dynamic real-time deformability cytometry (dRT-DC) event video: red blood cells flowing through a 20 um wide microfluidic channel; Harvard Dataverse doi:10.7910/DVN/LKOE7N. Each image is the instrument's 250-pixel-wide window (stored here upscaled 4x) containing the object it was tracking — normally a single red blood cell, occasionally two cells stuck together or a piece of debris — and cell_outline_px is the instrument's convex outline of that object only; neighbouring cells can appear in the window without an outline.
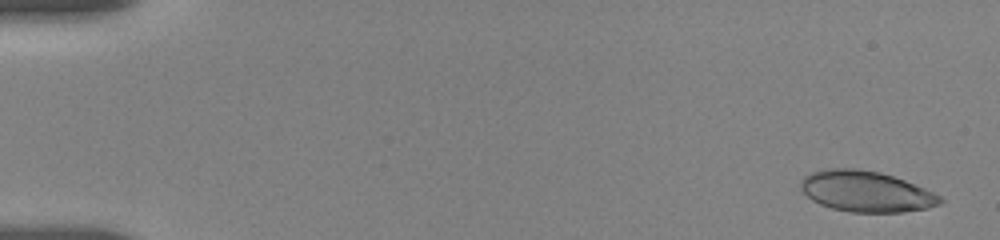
{"species": "human", "species_latin": "Homo sapiens", "temperature_condition": "room temperature", "stored_images_in_passage": 48, "camera_frame_rate_fps": 3000, "um_per_image_px": 0.085, "donor": {"sex": "female"}, "frame": {"image": 1, "passage_image": 1, "time_ms": 0.0, "image_size_px": [1000, 240], "cell_outline_px": [[944, 200], [940, 204], [928, 208], [904, 212], [852, 212], [832, 208], [820, 204], [812, 200], [800, 188], [800, 180], [808, 172], [824, 168], [856, 168], [880, 172], [904, 180], [924, 188], [940, 196]], "centroid_in_image_um": [73.58, 16.26], "position_along_channel_um": 11.4, "area_um2": 33.29}}
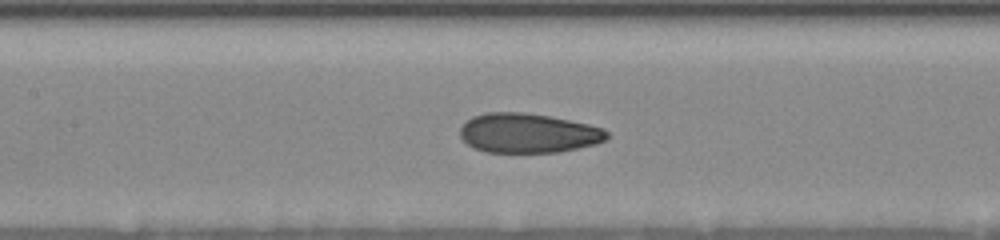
{"frame": {"image": 2, "passage_image": 27, "time_ms": 8.0, "image_size_px": [1000, 240], "cell_outline_px": [[608, 140], [596, 144], [560, 152], [484, 152], [468, 144], [460, 136], [460, 128], [472, 116], [484, 112], [524, 112], [552, 116], [588, 124], [604, 128], [608, 132]], "centroid_in_image_um": [44.92, 11.3], "position_along_channel_um": 162.5, "area_um2": 34.04}}
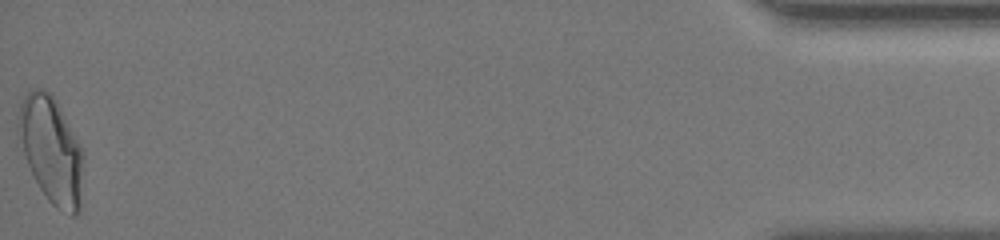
{"frame": {"image": 3, "passage_image": 48, "time_ms": 17.667, "image_size_px": [1000, 240], "cell_outline_px": [[84, 160], [80, 208], [76, 216], [72, 216], [56, 208], [48, 200], [40, 188], [28, 164], [16, 128], [20, 104], [24, 96], [32, 88], [40, 88], [48, 92], [56, 100], [84, 148]], "centroid_in_image_um": [4.4, 12.75], "position_along_channel_um": 430.8, "area_um2": 40.63}, "authors_computed_cell_mechanics": {"area_um2": 34.0442, "velocity_mm_per_s": 3.679, "shape_relaxation_time_tau1_ms": 8.6261, "shape_relaxation_time_tau2_ms": 1.6697, "deformation_change_tau1": 0.2209, "deformation_change_tau2": 0.0837}}